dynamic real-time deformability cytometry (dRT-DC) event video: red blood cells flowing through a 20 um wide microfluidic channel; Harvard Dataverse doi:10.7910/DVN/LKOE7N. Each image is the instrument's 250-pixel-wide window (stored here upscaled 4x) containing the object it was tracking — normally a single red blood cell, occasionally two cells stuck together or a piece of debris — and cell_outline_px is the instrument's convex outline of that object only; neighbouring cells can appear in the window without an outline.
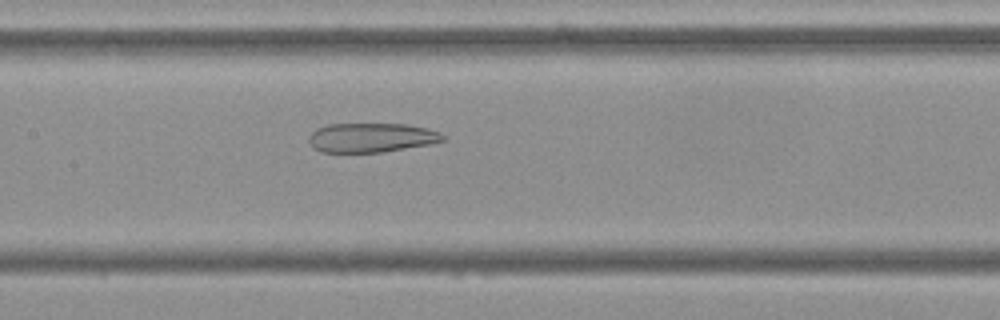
{"species": "Egyptian fruit bat (a non-hibernating species)", "species_latin": "Rousettus aegyptiacus", "temperature_condition": "cold", "stored_images_in_passage": 54, "camera_frame_rate_fps": 3000, "um_per_image_px": 0.085, "frame": {"image": 1, "passage_image": 25, "time_ms": 8.0, "image_size_px": [1000, 320], "cell_outline_px": [[444, 140], [432, 144], [380, 152], [320, 152], [312, 148], [308, 140], [308, 136], [316, 128], [328, 124], [408, 124], [428, 128], [440, 132], [444, 136]], "centroid_in_image_um": [31.54, 11.69], "position_along_channel_um": 175.9, "area_um2": 23.06}}
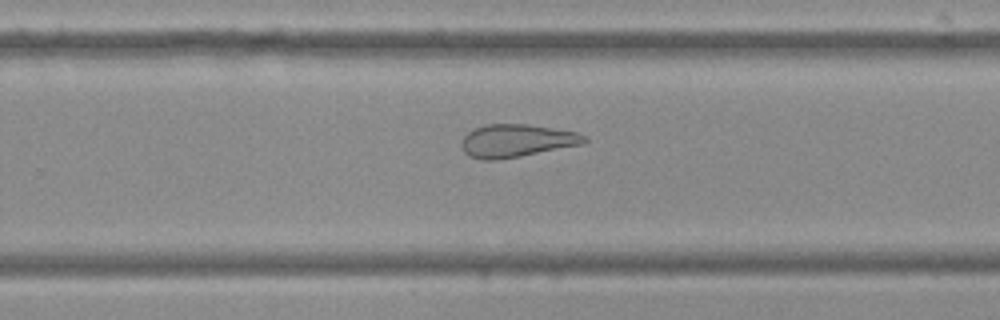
{"frame": {"image": 2, "passage_image": 34, "time_ms": 11.0, "image_size_px": [1000, 320], "cell_outline_px": [[588, 140], [580, 144], [520, 156], [496, 160], [480, 160], [468, 156], [464, 152], [460, 144], [464, 136], [468, 132], [476, 128], [488, 124], [528, 124], [576, 132], [588, 136]], "centroid_in_image_um": [43.86, 11.96], "position_along_channel_um": 285.9, "area_um2": 23.35}}
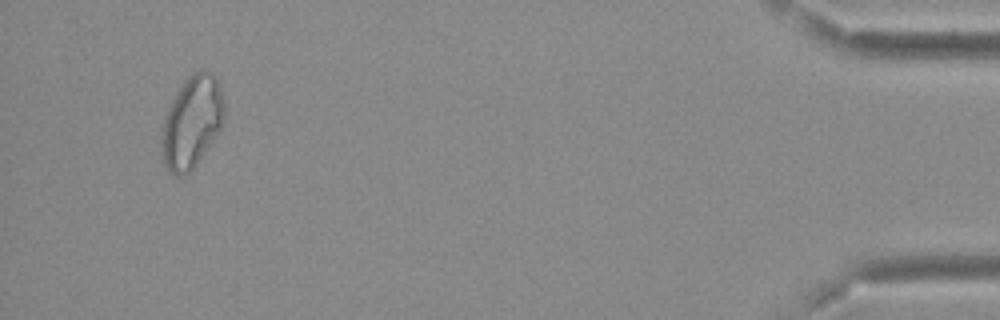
{"frame": {"image": 3, "passage_image": 51, "time_ms": 16.667, "image_size_px": [1000, 320], "cell_outline_px": [[224, 120], [220, 128], [196, 164], [188, 172], [180, 176], [176, 176], [168, 172], [164, 164], [164, 116], [176, 92], [188, 76], [192, 72], [200, 68], [204, 68], [212, 72], [216, 76], [224, 100]], "centroid_in_image_um": [16.34, 10.29], "position_along_channel_um": 418.9, "area_um2": 32.95}}